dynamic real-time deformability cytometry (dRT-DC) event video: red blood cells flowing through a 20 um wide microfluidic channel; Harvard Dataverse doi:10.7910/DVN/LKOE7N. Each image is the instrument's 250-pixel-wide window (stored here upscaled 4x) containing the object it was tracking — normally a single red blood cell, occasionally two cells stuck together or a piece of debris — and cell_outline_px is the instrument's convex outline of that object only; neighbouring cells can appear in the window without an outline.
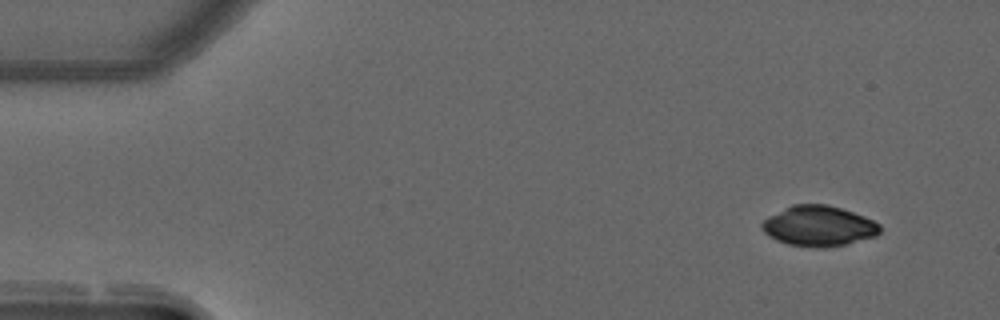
{"species": "common noctule bat (a hibernating species)", "species_latin": "Nyctalus noctula", "temperature_condition": "warm", "stored_images_in_passage": 51, "camera_frame_rate_fps": 3000, "um_per_image_px": 0.085, "animal": {"sex": "male", "forearm_length_mm": 52.5}, "frame": {"image": 1, "passage_image": 1, "time_ms": 0.0, "image_size_px": [1000, 320], "cell_outline_px": [[880, 232], [876, 236], [844, 244], [824, 248], [816, 248], [788, 244], [776, 240], [768, 236], [764, 232], [760, 224], [768, 216], [792, 204], [828, 204], [864, 216], [880, 224]], "centroid_in_image_um": [69.56, 19.21], "position_along_channel_um": 15.4, "area_um2": 27.74}}
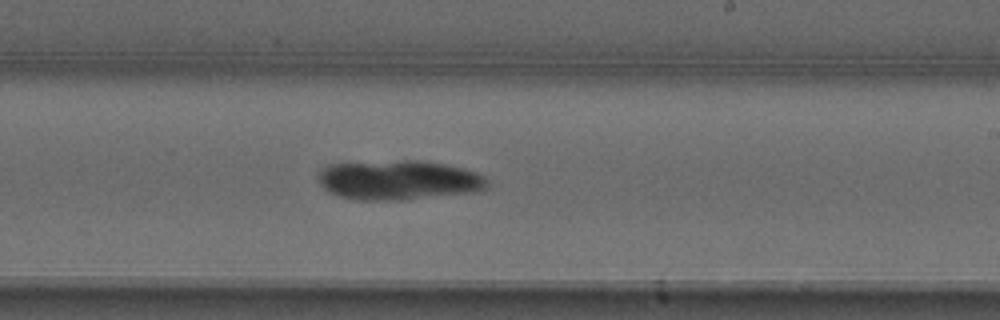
{"frame": {"image": 2, "passage_image": 29, "time_ms": 9.333, "image_size_px": [1000, 320], "cell_outline_px": [[488, 188], [472, 192], [404, 200], [356, 200], [336, 196], [328, 192], [320, 184], [320, 168], [328, 164], [400, 160], [420, 160], [444, 164], [476, 172], [488, 184]], "centroid_in_image_um": [33.82, 15.31], "position_along_channel_um": 255.2, "area_um2": 38.96}}
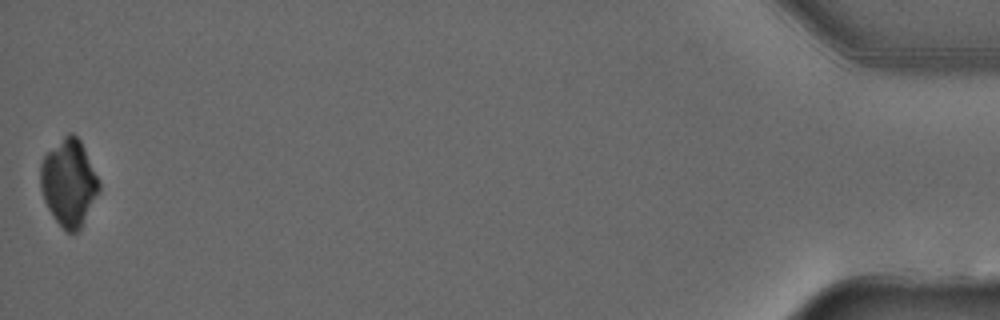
{"frame": {"image": 3, "passage_image": 51, "time_ms": 16.667, "image_size_px": [1000, 320], "cell_outline_px": [[100, 188], [80, 228], [76, 232], [68, 232], [56, 220], [48, 208], [44, 200], [40, 188], [40, 164], [44, 156], [68, 132], [72, 132], [80, 140], [100, 180]], "centroid_in_image_um": [5.84, 15.5], "position_along_channel_um": 429.4, "area_um2": 29.19}}